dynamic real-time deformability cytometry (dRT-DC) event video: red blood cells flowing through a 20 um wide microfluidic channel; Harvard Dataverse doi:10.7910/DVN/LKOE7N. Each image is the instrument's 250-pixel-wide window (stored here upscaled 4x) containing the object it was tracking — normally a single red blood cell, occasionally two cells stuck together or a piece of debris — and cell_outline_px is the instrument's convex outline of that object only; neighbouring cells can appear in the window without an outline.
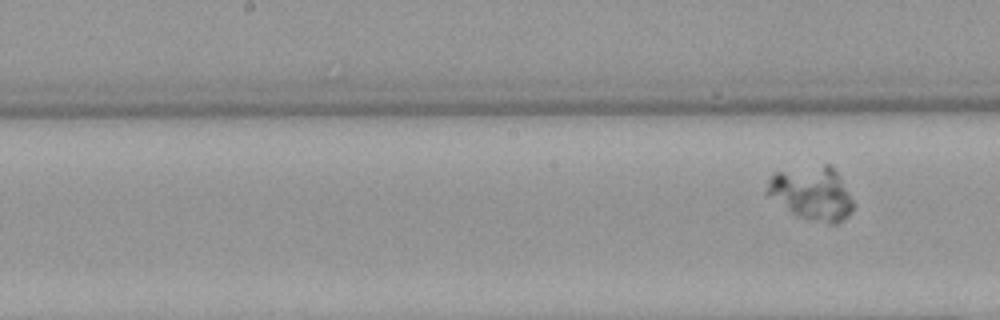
{"species": "Egyptian fruit bat (a non-hibernating species)", "species_latin": "Rousettus aegyptiacus", "temperature_condition": "warm", "stored_images_in_passage": 7, "segment_of_instrument_passage": [2, 2], "camera_frame_rate_fps": 3000, "um_per_image_px": 0.085, "animal": {"sex": "female"}, "frame": {"image": 1, "passage_image": 7, "time_ms": 9.0, "image_size_px": [1000, 320], "cell_outline_px": [[852, 212], [844, 220], [836, 224], [832, 224], [808, 220], [792, 212], [768, 196], [764, 192], [768, 180], [776, 172], [824, 164], [832, 164], [848, 192], [852, 200]], "centroid_in_image_um": [69.0, 16.44], "position_along_channel_um": 179.2, "area_um2": 26.7}}